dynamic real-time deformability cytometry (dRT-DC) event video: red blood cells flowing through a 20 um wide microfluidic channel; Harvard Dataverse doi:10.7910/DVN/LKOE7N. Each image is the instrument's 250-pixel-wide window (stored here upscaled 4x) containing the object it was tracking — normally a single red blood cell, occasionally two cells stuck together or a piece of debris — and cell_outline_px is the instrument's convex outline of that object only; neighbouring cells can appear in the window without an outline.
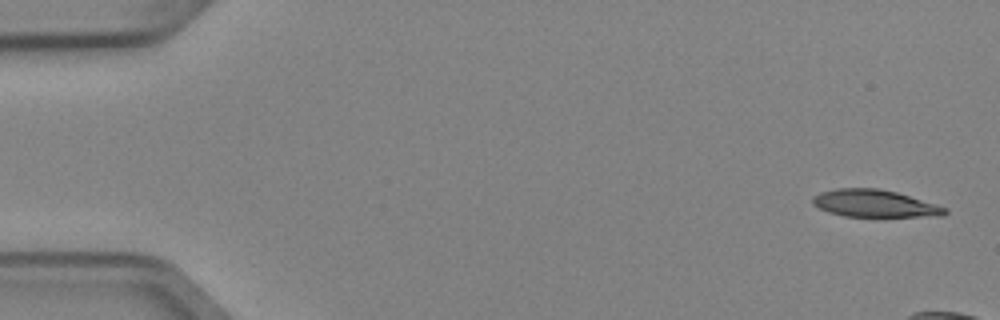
{"species": "Egyptian fruit bat (a non-hibernating species)", "species_latin": "Rousettus aegyptiacus", "temperature_condition": "cold", "stored_images_in_passage": 4, "camera_frame_rate_fps": 3000, "um_per_image_px": 0.085, "animal": {"sex": "female"}, "frame": {"image": 1, "passage_image": 1, "time_ms": 0.0, "image_size_px": [1000, 320], "cell_outline_px": [[948, 212], [944, 216], [844, 216], [828, 212], [812, 204], [812, 196], [820, 192], [836, 188], [876, 188], [896, 192], [936, 204], [948, 208]], "centroid_in_image_um": [74.33, 17.29], "position_along_channel_um": 10.7, "area_um2": 20.98}}